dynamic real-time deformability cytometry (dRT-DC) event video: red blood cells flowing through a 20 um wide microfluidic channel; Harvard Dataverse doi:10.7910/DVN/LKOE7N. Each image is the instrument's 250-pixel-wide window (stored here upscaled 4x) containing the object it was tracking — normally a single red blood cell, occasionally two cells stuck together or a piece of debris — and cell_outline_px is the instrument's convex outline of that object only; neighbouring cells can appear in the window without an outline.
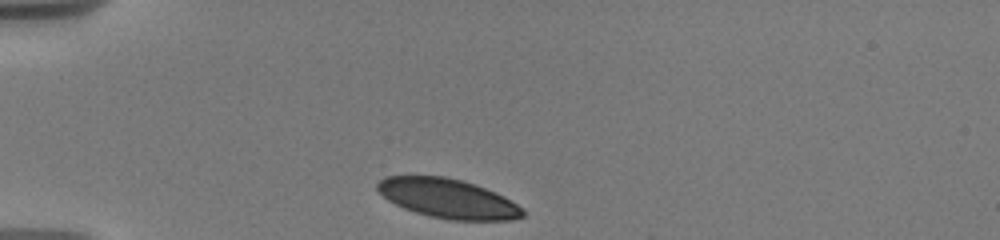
{"species": "human", "species_latin": "Homo sapiens", "temperature_condition": "warm", "stored_images_in_passage": 5, "camera_frame_rate_fps": 3000, "um_per_image_px": 0.085, "donor": {"sex": "male"}, "frame": {"image": 1, "passage_image": 1, "time_ms": 0.0, "image_size_px": [1000, 240], "cell_outline_px": [[524, 216], [512, 220], [452, 220], [432, 216], [416, 212], [404, 208], [388, 200], [376, 188], [376, 184], [384, 176], [444, 176], [460, 180], [484, 188], [504, 196], [524, 208]], "centroid_in_image_um": [38.08, 16.87], "position_along_channel_um": 46.9, "area_um2": 33.0}}
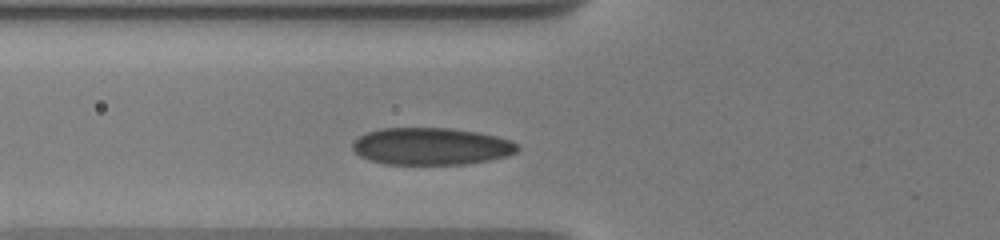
{"frame": {"image": 2, "passage_image": 5, "time_ms": 2.0, "image_size_px": [1000, 240], "cell_outline_px": [[520, 148], [516, 152], [508, 156], [488, 160], [464, 164], [384, 164], [368, 160], [360, 156], [352, 148], [352, 144], [360, 136], [368, 132], [380, 128], [452, 128], [476, 132], [496, 136], [508, 140], [516, 144]], "centroid_in_image_um": [36.64, 12.44], "position_along_channel_um": 89.2, "area_um2": 35.6}}